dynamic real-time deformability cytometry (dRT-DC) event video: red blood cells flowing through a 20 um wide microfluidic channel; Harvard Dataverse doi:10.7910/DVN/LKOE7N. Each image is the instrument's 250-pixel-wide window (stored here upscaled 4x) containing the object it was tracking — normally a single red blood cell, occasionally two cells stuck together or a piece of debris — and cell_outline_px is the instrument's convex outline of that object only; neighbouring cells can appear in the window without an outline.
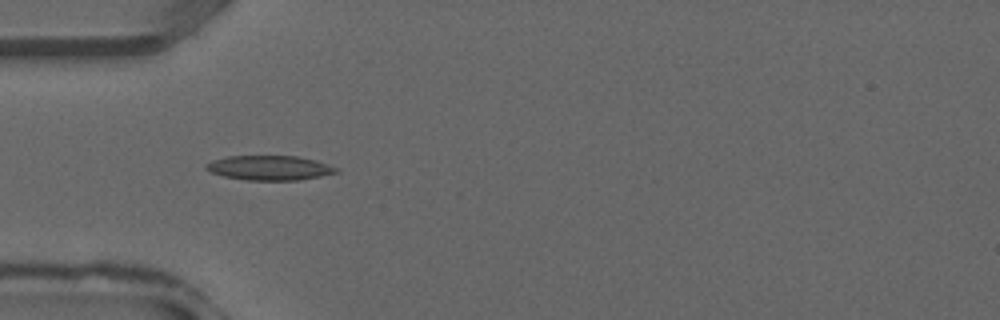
{"species": "common noctule bat (a hibernating species)", "species_latin": "Nyctalus noctula", "temperature_condition": "warm", "stored_images_in_passage": 34, "camera_frame_rate_fps": 3000, "um_per_image_px": 0.085, "animal": {"sex": "male", "forearm_length_mm": 52.5}, "frame": {"image": 1, "passage_image": 9, "time_ms": 2.667, "image_size_px": [1000, 320], "cell_outline_px": [[340, 172], [300, 180], [248, 180], [224, 176], [212, 172], [204, 168], [204, 164], [212, 160], [228, 156], [296, 156], [316, 160], [340, 168]], "centroid_in_image_um": [22.94, 14.26], "position_along_channel_um": 62.1, "area_um2": 18.73}}
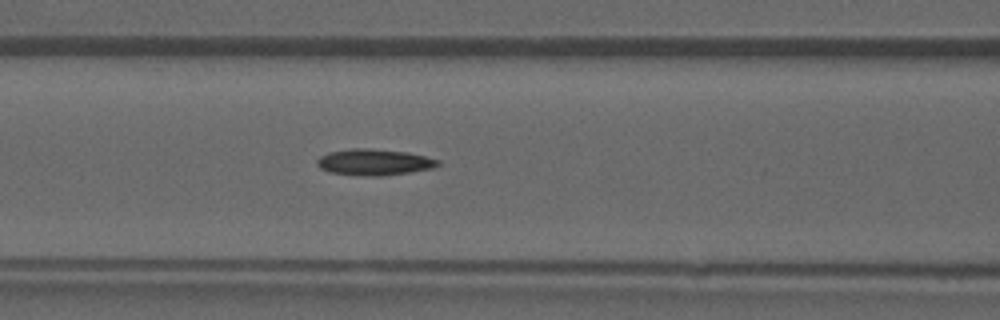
{"frame": {"image": 2, "passage_image": 13, "time_ms": 4.0, "image_size_px": [1000, 320], "cell_outline_px": [[440, 164], [432, 168], [408, 172], [380, 176], [364, 176], [328, 172], [320, 168], [316, 164], [316, 160], [320, 156], [328, 152], [352, 148], [372, 148], [408, 152], [440, 160]], "centroid_in_image_um": [31.77, 13.77], "position_along_channel_um": 134.8, "area_um2": 18.55}}
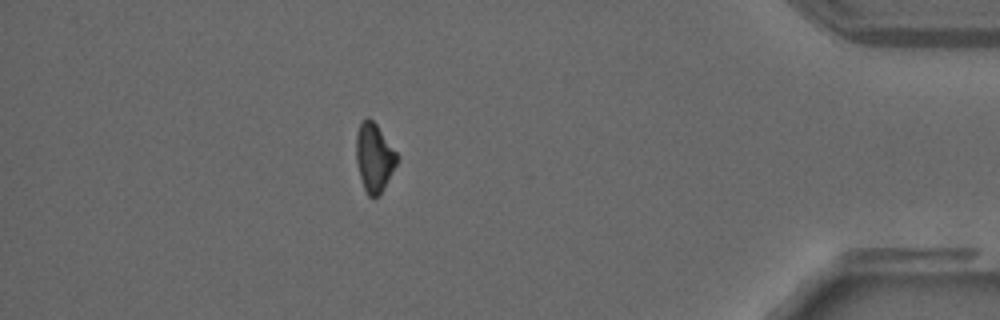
{"frame": {"image": 3, "passage_image": 30, "time_ms": 9.667, "image_size_px": [1000, 320], "cell_outline_px": [[400, 156], [380, 196], [368, 196], [364, 188], [360, 176], [356, 160], [356, 136], [360, 124], [368, 116], [376, 124]], "centroid_in_image_um": [31.82, 13.39], "position_along_channel_um": 403.4, "area_um2": 16.18}}